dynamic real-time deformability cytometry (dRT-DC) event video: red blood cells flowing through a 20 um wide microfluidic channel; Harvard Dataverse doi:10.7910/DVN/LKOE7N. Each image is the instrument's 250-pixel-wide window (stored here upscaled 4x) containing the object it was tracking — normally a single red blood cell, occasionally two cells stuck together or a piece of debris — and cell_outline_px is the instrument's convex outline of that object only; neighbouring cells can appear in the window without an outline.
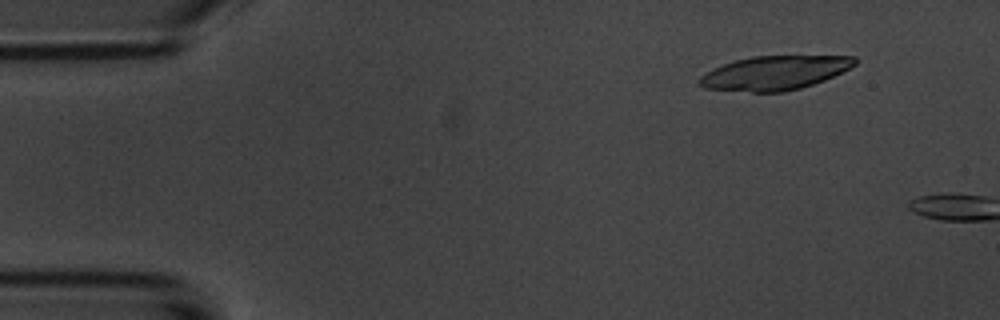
{"species": "common noctule bat (a hibernating species)", "species_latin": "Nyctalus noctula", "temperature_condition": "room temperature", "stored_images_in_passage": 2, "camera_frame_rate_fps": 3000, "um_per_image_px": 0.085, "animal": {"sex": "male", "body_mass_g": 20.1, "forearm_length_mm": 53.5}, "frame": {"image": 1, "passage_image": 1, "time_ms": 0.0, "image_size_px": [1000, 320], "cell_outline_px": [[856, 64], [824, 80], [800, 88], [784, 92], [752, 92], [704, 88], [700, 84], [700, 76], [724, 64], [736, 60], [752, 56], [856, 56]], "centroid_in_image_um": [65.85, 6.19], "position_along_channel_um": 19.1, "area_um2": 30.29}}